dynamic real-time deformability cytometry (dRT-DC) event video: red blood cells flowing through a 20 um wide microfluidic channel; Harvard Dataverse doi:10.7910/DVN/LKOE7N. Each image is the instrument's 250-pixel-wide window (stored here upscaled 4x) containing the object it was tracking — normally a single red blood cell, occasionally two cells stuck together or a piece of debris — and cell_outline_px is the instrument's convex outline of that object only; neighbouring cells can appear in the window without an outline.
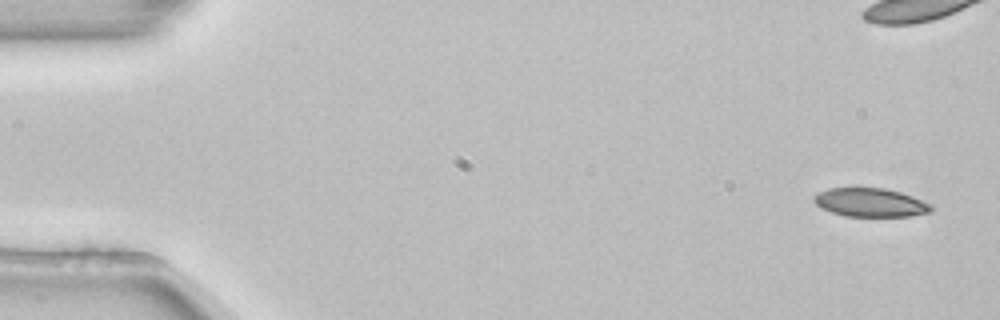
{"species": "common noctule bat (a hibernating species)", "species_latin": "Nyctalus noctula", "temperature_condition": "room temperature", "stored_images_in_passage": 6, "camera_frame_rate_fps": 3000, "um_per_image_px": 0.085, "animal": {"sex": "female", "body_mass_g": 22.7, "forearm_length_mm": 54.2}, "frame": {"image": 1, "passage_image": 1, "time_ms": 0.0, "image_size_px": [1000, 320], "cell_outline_px": [[936, 208], [932, 212], [908, 216], [844, 216], [820, 208], [812, 200], [812, 196], [828, 188], [884, 188], [900, 192], [912, 196], [932, 204]], "centroid_in_image_um": [74.0, 17.21], "position_along_channel_um": 11.0, "area_um2": 19.71}}